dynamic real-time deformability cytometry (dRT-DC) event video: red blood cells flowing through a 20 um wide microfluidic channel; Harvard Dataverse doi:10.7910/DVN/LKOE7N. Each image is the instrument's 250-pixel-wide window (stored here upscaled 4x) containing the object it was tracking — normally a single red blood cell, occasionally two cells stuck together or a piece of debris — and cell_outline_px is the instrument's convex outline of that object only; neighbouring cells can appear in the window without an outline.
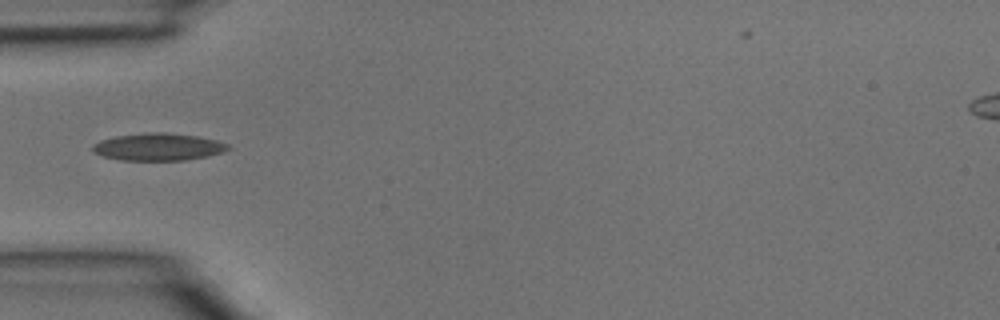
{"species": "common noctule bat (a hibernating species)", "species_latin": "Nyctalus noctula", "temperature_condition": "room temperature", "stored_images_in_passage": 4, "camera_frame_rate_fps": 3000, "um_per_image_px": 0.085, "animal": {"sex": "male", "body_mass_g": 15.6}, "frame": {"image": 1, "passage_image": 4, "time_ms": 1.0, "image_size_px": [1000, 320], "cell_outline_px": [[232, 148], [208, 156], [184, 160], [120, 160], [104, 156], [92, 152], [92, 144], [100, 140], [116, 136], [148, 132], [168, 132], [200, 136], [216, 140], [228, 144]], "centroid_in_image_um": [13.44, 12.47], "position_along_channel_um": 71.6, "area_um2": 21.68}}